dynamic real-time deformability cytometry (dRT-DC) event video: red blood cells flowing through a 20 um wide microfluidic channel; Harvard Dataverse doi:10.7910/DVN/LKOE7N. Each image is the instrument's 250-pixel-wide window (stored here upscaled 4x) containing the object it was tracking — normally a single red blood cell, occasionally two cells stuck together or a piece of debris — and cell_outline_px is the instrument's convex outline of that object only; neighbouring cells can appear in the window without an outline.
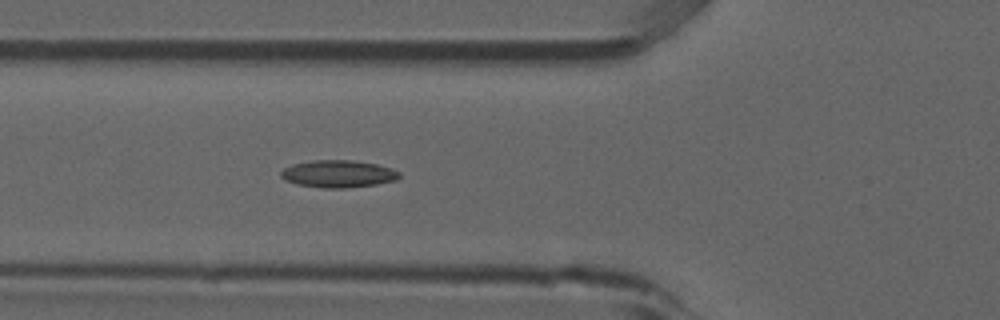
{"species": "common noctule bat (a hibernating species)", "species_latin": "Nyctalus noctula", "temperature_condition": "room temperature", "stored_images_in_passage": 6, "camera_frame_rate_fps": 3000, "um_per_image_px": 0.085, "animal": {"sex": "male", "forearm_length_mm": 52.5}, "frame": {"image": 1, "passage_image": 6, "time_ms": 1.667, "image_size_px": [1000, 320], "cell_outline_px": [[400, 176], [396, 180], [376, 184], [348, 188], [324, 188], [296, 184], [280, 176], [280, 172], [284, 168], [292, 164], [312, 160], [348, 160], [376, 164], [392, 168], [400, 172]], "centroid_in_image_um": [28.75, 14.77], "position_along_channel_um": 97.0, "area_um2": 18.79}}